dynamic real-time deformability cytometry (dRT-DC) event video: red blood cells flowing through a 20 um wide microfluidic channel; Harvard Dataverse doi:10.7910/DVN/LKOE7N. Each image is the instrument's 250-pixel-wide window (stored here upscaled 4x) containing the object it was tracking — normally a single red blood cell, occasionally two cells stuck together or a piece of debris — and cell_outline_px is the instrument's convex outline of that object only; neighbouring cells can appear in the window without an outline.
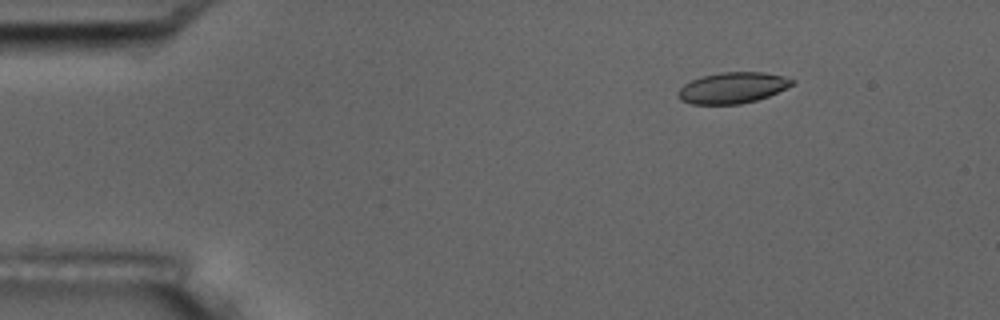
{"species": "common noctule bat (a hibernating species)", "species_latin": "Nyctalus noctula", "temperature_condition": "room temperature", "stored_images_in_passage": 7, "camera_frame_rate_fps": 3000, "um_per_image_px": 0.085, "animal": {"sex": "male", "body_mass_g": 17.5, "forearm_length_mm": 52.3}, "frame": {"image": 1, "passage_image": 3, "time_ms": 2.0, "image_size_px": [1000, 320], "cell_outline_px": [[796, 80], [792, 84], [768, 96], [756, 100], [740, 104], [692, 104], [680, 100], [676, 92], [684, 84], [692, 80], [704, 76], [724, 72], [764, 72], [784, 76]], "centroid_in_image_um": [62.25, 7.46], "position_along_channel_um": 22.8, "area_um2": 20.4}}
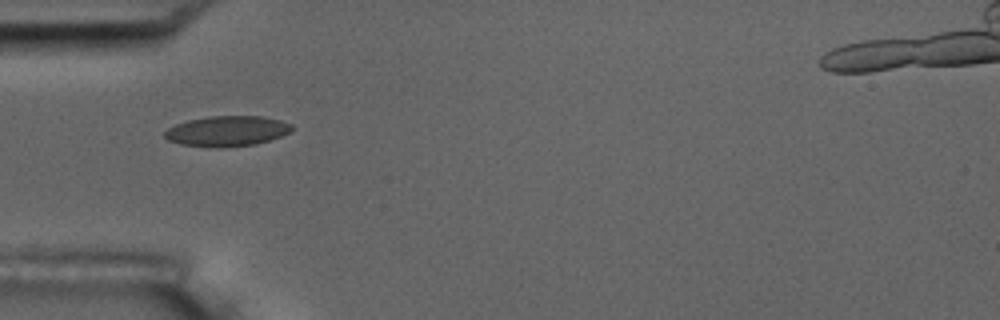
{"frame": {"image": 2, "passage_image": 5, "time_ms": 5.333, "image_size_px": [1000, 320], "cell_outline_px": [[296, 128], [280, 136], [256, 144], [224, 148], [216, 148], [180, 144], [168, 140], [164, 136], [164, 132], [168, 128], [176, 124], [188, 120], [208, 116], [264, 116], [280, 120], [292, 124]], "centroid_in_image_um": [19.3, 11.14], "position_along_channel_um": 65.7, "area_um2": 22.66}}